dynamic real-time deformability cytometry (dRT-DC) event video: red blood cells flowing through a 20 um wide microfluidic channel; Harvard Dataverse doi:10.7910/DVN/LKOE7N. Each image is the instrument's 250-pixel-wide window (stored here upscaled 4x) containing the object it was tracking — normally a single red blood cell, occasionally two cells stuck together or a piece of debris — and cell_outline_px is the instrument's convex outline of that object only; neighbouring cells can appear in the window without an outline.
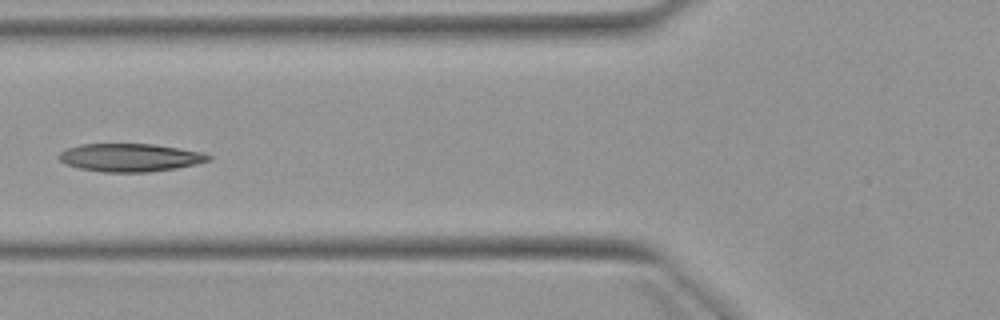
{"species": "Egyptian fruit bat (a non-hibernating species)", "species_latin": "Rousettus aegyptiacus", "temperature_condition": "warm", "stored_images_in_passage": 4, "camera_frame_rate_fps": 3000, "um_per_image_px": 0.085, "animal": {"sex": "female"}, "frame": {"image": 1, "passage_image": 4, "time_ms": 4.333, "image_size_px": [1000, 320], "cell_outline_px": [[212, 160], [176, 168], [148, 172], [100, 172], [80, 168], [64, 164], [56, 156], [60, 152], [68, 148], [80, 144], [152, 144], [200, 152], [212, 156]], "centroid_in_image_um": [11.0, 13.4], "position_along_channel_um": 114.8, "area_um2": 24.33}}